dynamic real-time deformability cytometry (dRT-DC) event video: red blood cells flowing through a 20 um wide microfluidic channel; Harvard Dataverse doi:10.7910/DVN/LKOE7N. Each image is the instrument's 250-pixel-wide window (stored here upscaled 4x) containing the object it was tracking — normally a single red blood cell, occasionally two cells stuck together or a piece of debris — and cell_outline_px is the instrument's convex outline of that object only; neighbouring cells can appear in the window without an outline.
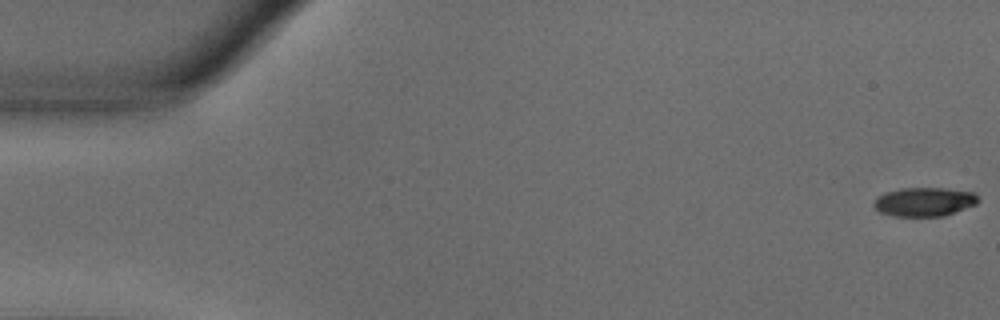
{"species": "common noctule bat (a hibernating species)", "species_latin": "Nyctalus noctula", "temperature_condition": "warm", "stored_images_in_passage": 26, "camera_frame_rate_fps": 3000, "um_per_image_px": 0.085, "animal": {"sex": "male", "body_mass_g": 18.8}, "frame": {"image": 1, "passage_image": 1, "time_ms": 0.0, "image_size_px": [1000, 320], "cell_outline_px": [[980, 200], [976, 204], [944, 216], [892, 216], [880, 212], [872, 204], [876, 196], [884, 192], [900, 188], [948, 188], [976, 192]], "centroid_in_image_um": [78.56, 17.14], "position_along_channel_um": 6.4, "area_um2": 17.86}}
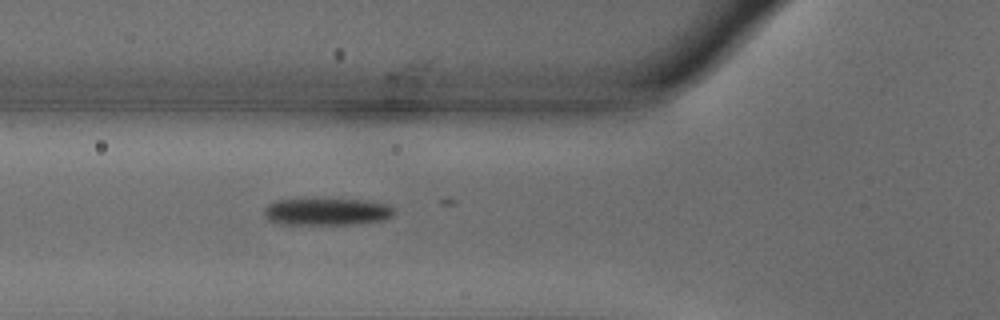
{"frame": {"image": 2, "passage_image": 20, "time_ms": 6.333, "image_size_px": [1000, 320], "cell_outline_px": [[396, 212], [392, 216], [384, 220], [352, 224], [276, 224], [268, 220], [264, 216], [264, 208], [268, 204], [276, 200], [304, 196], [356, 200], [388, 204]], "centroid_in_image_um": [27.68, 17.95], "position_along_channel_um": 98.1, "area_um2": 21.44}}
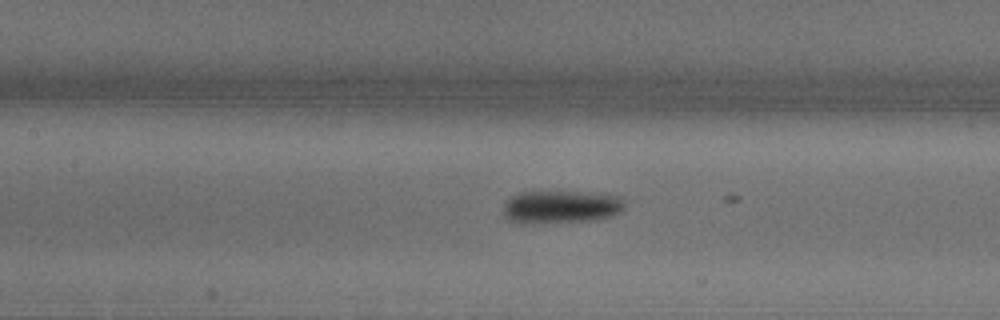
{"frame": {"image": 3, "passage_image": 25, "time_ms": 8.0, "image_size_px": [1000, 320], "cell_outline_px": [[624, 208], [620, 212], [612, 216], [592, 220], [532, 224], [516, 224], [508, 220], [504, 216], [504, 204], [512, 196], [520, 192], [576, 192], [620, 196], [624, 204]], "centroid_in_image_um": [47.63, 17.61], "position_along_channel_um": 159.8, "area_um2": 23.29}}